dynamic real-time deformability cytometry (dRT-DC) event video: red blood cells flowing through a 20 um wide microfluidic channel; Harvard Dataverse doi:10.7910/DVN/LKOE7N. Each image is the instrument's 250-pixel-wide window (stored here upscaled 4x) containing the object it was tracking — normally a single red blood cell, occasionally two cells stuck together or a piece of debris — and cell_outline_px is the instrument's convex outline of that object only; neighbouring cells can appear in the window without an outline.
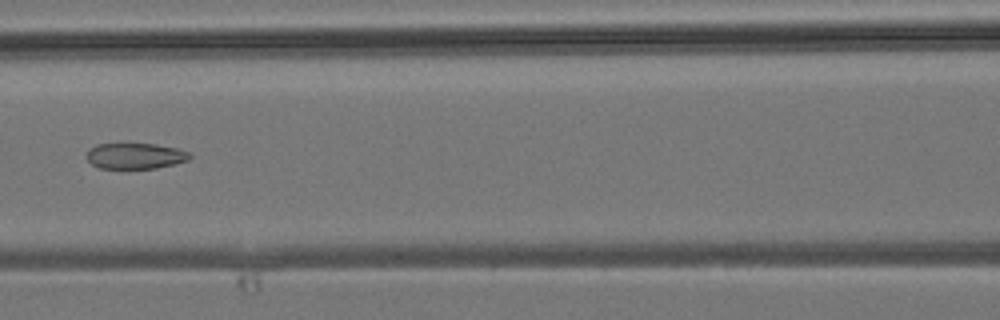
{"species": "common noctule bat (a hibernating species)", "species_latin": "Nyctalus noctula", "temperature_condition": "room temperature", "stored_images_in_passage": 6, "camera_frame_rate_fps": 3000, "um_per_image_px": 0.085, "animal": {"sex": "male", "body_mass_g": 19.2, "forearm_length_mm": 51.8}, "frame": {"image": 1, "passage_image": 6, "time_ms": 5.667, "image_size_px": [1000, 320], "cell_outline_px": [[192, 156], [188, 160], [156, 168], [100, 168], [92, 164], [88, 160], [88, 148], [96, 144], [156, 144], [176, 148], [188, 152]], "centroid_in_image_um": [11.49, 13.25], "position_along_channel_um": 155.1, "area_um2": 15.32}}